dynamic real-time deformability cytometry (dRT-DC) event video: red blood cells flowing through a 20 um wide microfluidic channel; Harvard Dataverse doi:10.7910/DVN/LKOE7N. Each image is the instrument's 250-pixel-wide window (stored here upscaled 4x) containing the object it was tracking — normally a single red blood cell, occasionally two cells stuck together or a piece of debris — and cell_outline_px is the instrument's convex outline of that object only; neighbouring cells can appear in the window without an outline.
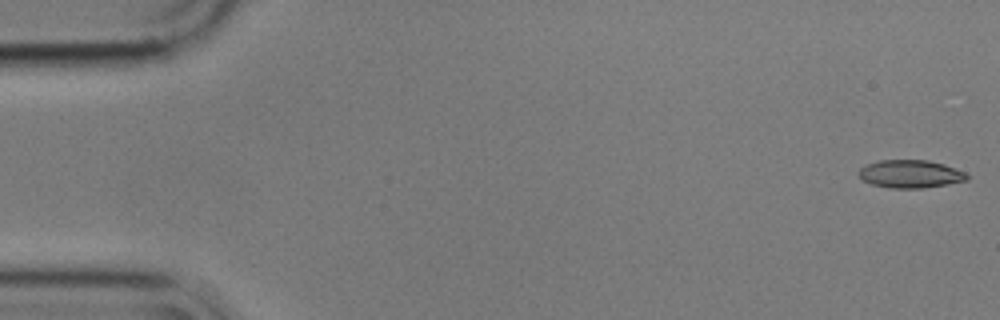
{"species": "common noctule bat (a hibernating species)", "species_latin": "Nyctalus noctula", "temperature_condition": "cold", "stored_images_in_passage": 14, "camera_frame_rate_fps": 3000, "um_per_image_px": 0.085, "animal": {"sex": "male", "body_mass_g": 17.9}, "frame": {"image": 1, "passage_image": 1, "time_ms": 0.0, "image_size_px": [1000, 320], "cell_outline_px": [[968, 180], [948, 184], [924, 188], [892, 188], [872, 184], [864, 180], [856, 172], [860, 168], [868, 164], [880, 160], [928, 160], [944, 164], [964, 172], [968, 176]], "centroid_in_image_um": [77.38, 14.78], "position_along_channel_um": 7.6, "area_um2": 17.51}}
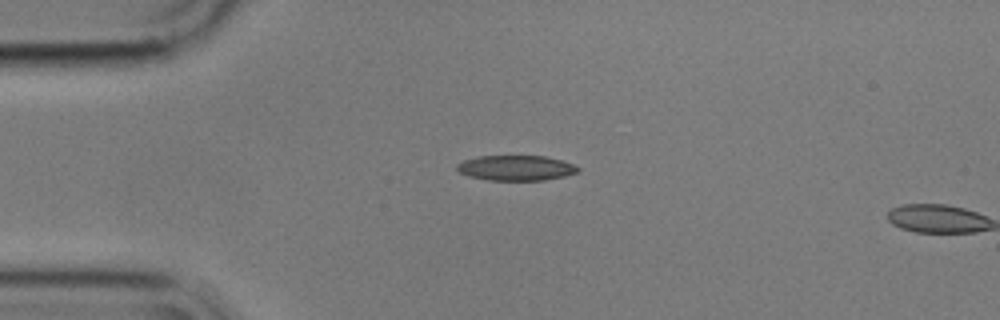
{"frame": {"image": 2, "passage_image": 13, "time_ms": 4.0, "image_size_px": [1000, 320], "cell_outline_px": [[580, 168], [576, 172], [564, 176], [544, 180], [488, 180], [468, 176], [460, 172], [456, 168], [456, 164], [464, 160], [480, 156], [544, 156], [560, 160], [572, 164]], "centroid_in_image_um": [43.82, 14.27], "position_along_channel_um": 41.2, "area_um2": 17.57}}